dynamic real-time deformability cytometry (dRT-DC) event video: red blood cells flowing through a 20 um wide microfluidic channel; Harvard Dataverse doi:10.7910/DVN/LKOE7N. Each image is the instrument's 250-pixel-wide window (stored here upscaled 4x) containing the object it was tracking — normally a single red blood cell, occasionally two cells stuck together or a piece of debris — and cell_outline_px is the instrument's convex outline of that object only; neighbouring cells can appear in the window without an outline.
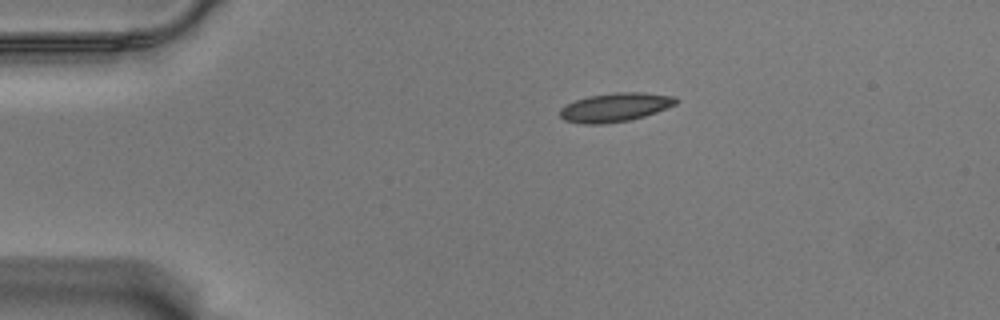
{"species": "Egyptian fruit bat (a non-hibernating species)", "species_latin": "Rousettus aegyptiacus", "temperature_condition": "warm", "stored_images_in_passage": 47, "camera_frame_rate_fps": 3000, "um_per_image_px": 0.085, "animal": {"sex": "male"}, "frame": {"image": 1, "passage_image": 1, "time_ms": 0.0, "image_size_px": [1000, 320], "cell_outline_px": [[680, 100], [676, 104], [656, 112], [644, 116], [628, 120], [604, 124], [584, 124], [564, 120], [560, 116], [560, 108], [564, 104], [588, 96], [612, 92], [644, 92], [676, 96]], "centroid_in_image_um": [52.29, 9.11], "position_along_channel_um": 32.7, "area_um2": 19.65}}
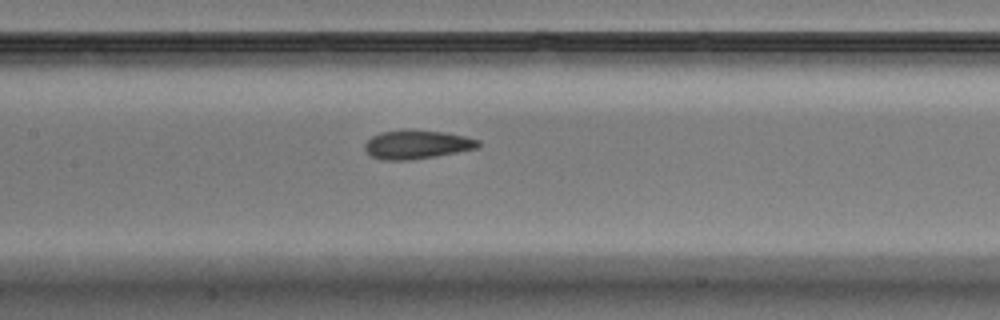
{"frame": {"image": 2, "passage_image": 17, "time_ms": 5.333, "image_size_px": [1000, 320], "cell_outline_px": [[480, 144], [476, 148], [456, 152], [408, 160], [380, 160], [372, 156], [364, 148], [364, 144], [372, 136], [380, 132], [444, 132], [464, 136], [480, 140]], "centroid_in_image_um": [35.42, 12.31], "position_along_channel_um": 172.0, "area_um2": 18.09}}
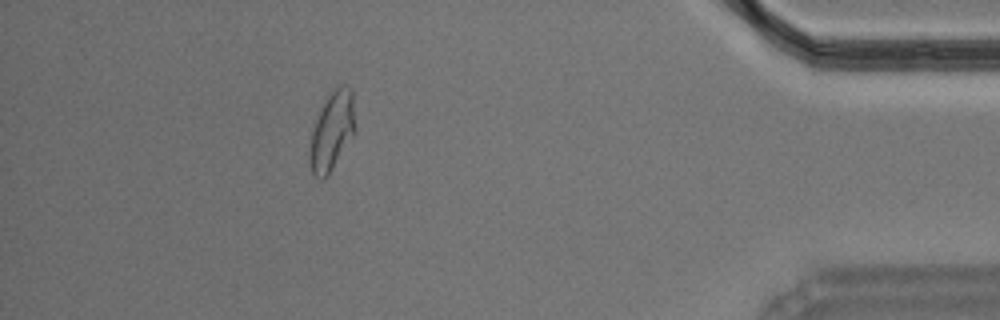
{"frame": {"image": 3, "passage_image": 41, "time_ms": 13.333, "image_size_px": [1000, 320], "cell_outline_px": [[356, 128], [352, 136], [328, 176], [324, 180], [320, 180], [312, 172], [308, 160], [308, 156], [312, 132], [320, 108], [328, 92], [332, 88], [340, 84], [348, 84], [352, 88]], "centroid_in_image_um": [28.22, 11.08], "position_along_channel_um": 407.0, "area_um2": 21.27}, "authors_computed_cell_mechanics": {"area_um2": 19.074, "velocity_mm_per_s": 3.5365, "shape_relaxation_time_tau1_ms": 9.7558, "shape_relaxation_time_tau2_ms": 2.2058, "deformation_change_tau1": 0.2306, "deformation_change_tau2": 0.0718}}